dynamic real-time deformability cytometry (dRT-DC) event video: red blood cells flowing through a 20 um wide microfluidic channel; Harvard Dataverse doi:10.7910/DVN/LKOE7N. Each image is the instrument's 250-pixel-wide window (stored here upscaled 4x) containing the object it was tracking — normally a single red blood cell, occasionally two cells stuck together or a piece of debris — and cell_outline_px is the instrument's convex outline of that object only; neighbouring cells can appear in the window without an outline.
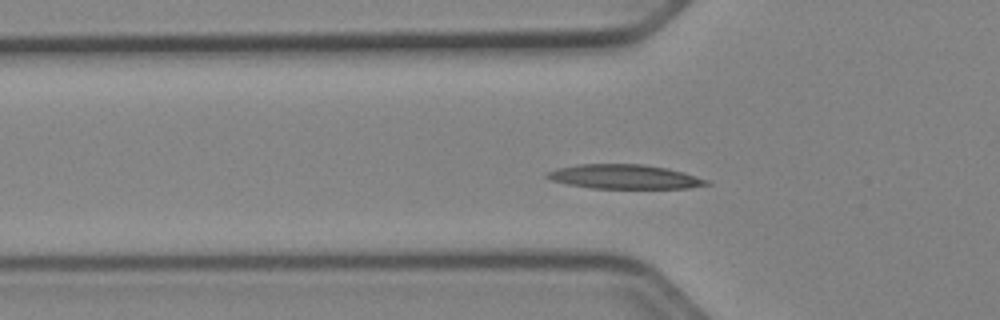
{"species": "Egyptian fruit bat (a non-hibernating species)", "species_latin": "Rousettus aegyptiacus", "temperature_condition": "cold", "stored_images_in_passage": 42, "camera_frame_rate_fps": 3000, "um_per_image_px": 0.085, "animal": {"sex": "female"}, "frame": {"image": 1, "passage_image": 6, "time_ms": 1.667, "image_size_px": [1000, 320], "cell_outline_px": [[712, 184], [688, 188], [592, 188], [568, 184], [552, 180], [544, 176], [544, 172], [556, 168], [576, 164], [644, 164], [668, 168], [684, 172], [708, 180]], "centroid_in_image_um": [53.06, 15.01], "position_along_channel_um": 72.7, "area_um2": 22.72}}
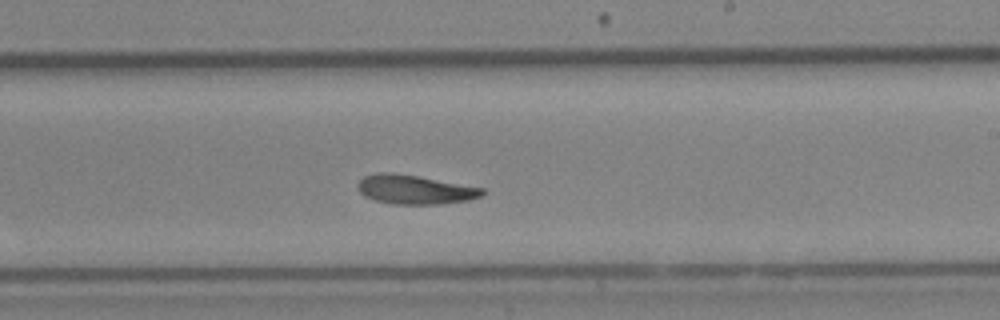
{"frame": {"image": 2, "passage_image": 20, "time_ms": 6.333, "image_size_px": [1000, 320], "cell_outline_px": [[484, 192], [480, 196], [468, 200], [440, 204], [392, 204], [376, 200], [364, 196], [356, 188], [356, 184], [364, 176], [376, 172], [392, 172], [416, 176], [484, 188]], "centroid_in_image_um": [35.2, 16.11], "position_along_channel_um": 253.8, "area_um2": 21.04}}
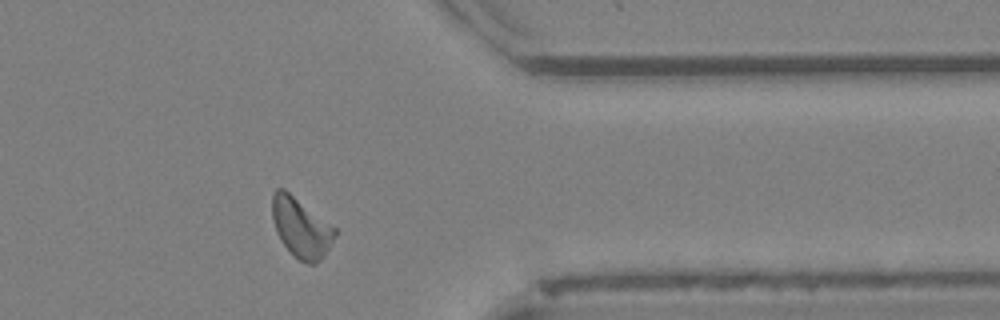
{"frame": {"image": 3, "passage_image": 31, "time_ms": 10.0, "image_size_px": [1000, 320], "cell_outline_px": [[336, 236], [324, 256], [316, 264], [308, 264], [300, 260], [280, 240], [276, 232], [272, 220], [272, 192], [276, 188], [284, 188], [336, 228]], "centroid_in_image_um": [25.58, 19.33], "position_along_channel_um": 385.8, "area_um2": 21.73}, "authors_computed_cell_mechanics": {"area_um2": 21.3282, "velocity_mm_per_s": 3.8969, "shape_relaxation_time_tau1_ms": 4.977, "shape_relaxation_time_tau2_ms": 7.036, "deformation_change_tau1": 0.1422, "deformation_change_tau2": 0.1448}}